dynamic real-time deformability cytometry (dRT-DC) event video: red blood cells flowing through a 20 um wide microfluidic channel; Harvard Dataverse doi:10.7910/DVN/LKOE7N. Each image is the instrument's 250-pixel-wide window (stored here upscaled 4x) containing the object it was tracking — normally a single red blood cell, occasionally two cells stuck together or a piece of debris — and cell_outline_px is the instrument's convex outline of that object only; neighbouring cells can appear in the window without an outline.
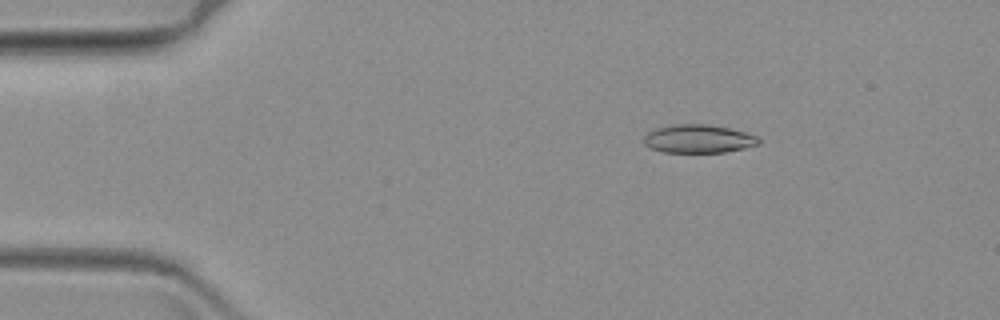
{"species": "common noctule bat (a hibernating species)", "species_latin": "Nyctalus noctula", "temperature_condition": "warm", "stored_images_in_passage": 62, "camera_frame_rate_fps": 3000, "um_per_image_px": 0.085, "animal": {"sex": "female", "body_mass_g": 19.3, "forearm_length_mm": 54.1}, "frame": {"image": 1, "passage_image": 10, "time_ms": 3.0, "image_size_px": [1000, 320], "cell_outline_px": [[760, 144], [744, 148], [724, 152], [664, 152], [652, 148], [644, 144], [644, 136], [648, 132], [656, 128], [672, 124], [708, 124], [728, 128], [760, 136]], "centroid_in_image_um": [59.38, 11.79], "position_along_channel_um": 25.6, "area_um2": 18.96}}
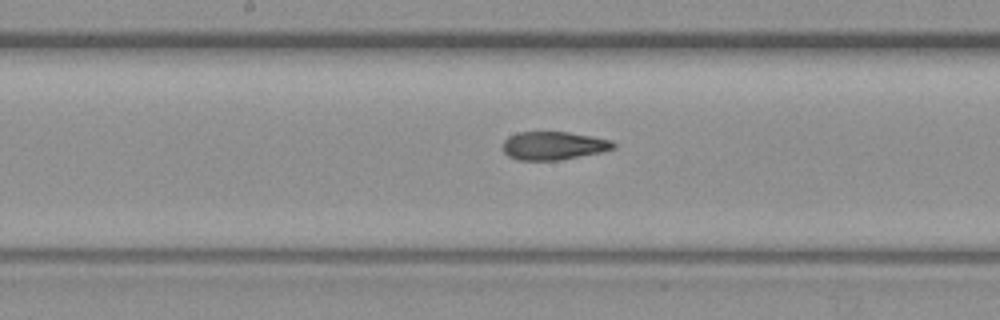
{"frame": {"image": 2, "passage_image": 32, "time_ms": 10.333, "image_size_px": [1000, 320], "cell_outline_px": [[616, 148], [600, 152], [560, 160], [516, 160], [508, 156], [504, 152], [504, 140], [508, 136], [520, 132], [568, 132], [592, 136], [612, 140], [616, 144]], "centroid_in_image_um": [47.06, 12.38], "position_along_channel_um": 201.1, "area_um2": 18.21}}
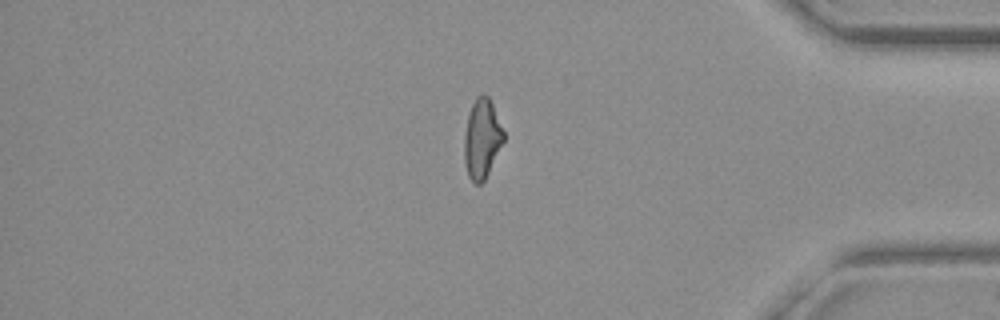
{"frame": {"image": 3, "passage_image": 52, "time_ms": 17.0, "image_size_px": [1000, 320], "cell_outline_px": [[504, 140], [484, 180], [480, 184], [476, 184], [468, 176], [464, 160], [464, 136], [468, 116], [472, 104], [476, 96], [480, 92], [484, 92], [488, 96], [492, 104], [504, 132]], "centroid_in_image_um": [40.95, 11.75], "position_along_channel_um": 394.2, "area_um2": 18.03}}